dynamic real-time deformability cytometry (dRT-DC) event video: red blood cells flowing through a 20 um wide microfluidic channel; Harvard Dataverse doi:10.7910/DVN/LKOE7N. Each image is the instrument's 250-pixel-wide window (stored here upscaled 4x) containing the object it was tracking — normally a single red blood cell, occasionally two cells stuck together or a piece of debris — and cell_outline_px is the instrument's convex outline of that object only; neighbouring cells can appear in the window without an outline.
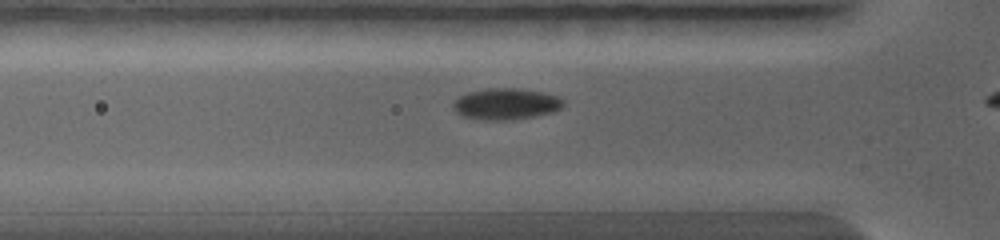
{"species": "common noctule bat (a hibernating species)", "species_latin": "Nyctalus noctula", "temperature_condition": "warm", "stored_images_in_passage": 7, "camera_frame_rate_fps": 5000, "um_per_image_px": 0.085, "animal": {"sex": "female", "body_mass_g": 19.0, "forearm_length_mm": 56.7}, "frame": {"image": 1, "passage_image": 4, "time_ms": 1.6, "image_size_px": [1000, 240], "cell_outline_px": [[564, 104], [560, 108], [552, 112], [536, 116], [512, 120], [484, 120], [460, 116], [452, 108], [452, 104], [460, 96], [468, 92], [484, 88], [516, 88], [544, 92], [556, 96], [564, 100]], "centroid_in_image_um": [42.98, 8.84], "position_along_channel_um": 82.8, "area_um2": 20.29}}
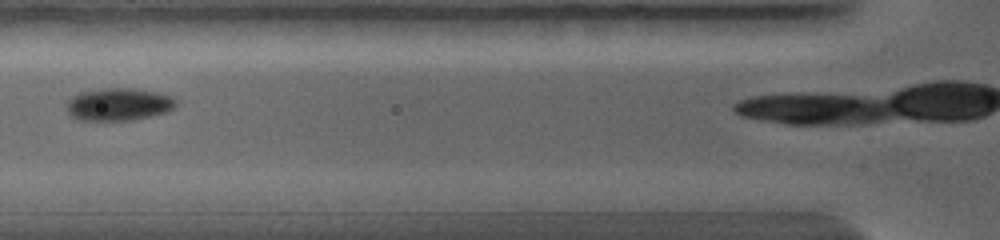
{"frame": {"image": 2, "passage_image": 5, "time_ms": 2.2, "image_size_px": [1000, 240], "cell_outline_px": [[176, 104], [168, 112], [152, 116], [132, 120], [80, 120], [72, 116], [68, 112], [68, 100], [72, 96], [80, 92], [100, 88], [132, 88], [160, 92], [176, 100]], "centroid_in_image_um": [10.09, 8.86], "position_along_channel_um": 115.7, "area_um2": 20.75}}
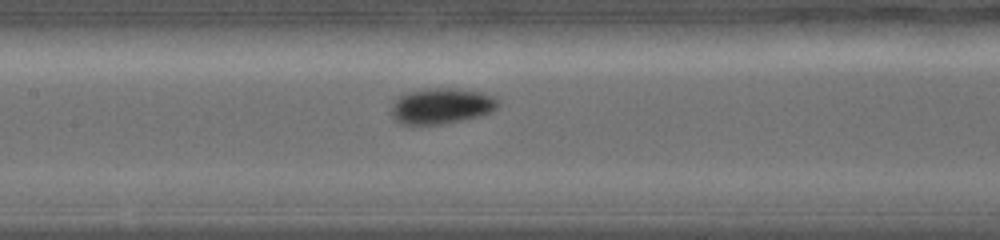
{"frame": {"image": 3, "passage_image": 7, "time_ms": 3.2, "image_size_px": [1000, 240], "cell_outline_px": [[500, 104], [492, 112], [480, 116], [440, 124], [400, 124], [392, 116], [392, 104], [400, 96], [408, 92], [428, 88], [456, 88], [480, 92], [492, 96]], "centroid_in_image_um": [37.52, 9.0], "position_along_channel_um": 169.9, "area_um2": 22.02}}